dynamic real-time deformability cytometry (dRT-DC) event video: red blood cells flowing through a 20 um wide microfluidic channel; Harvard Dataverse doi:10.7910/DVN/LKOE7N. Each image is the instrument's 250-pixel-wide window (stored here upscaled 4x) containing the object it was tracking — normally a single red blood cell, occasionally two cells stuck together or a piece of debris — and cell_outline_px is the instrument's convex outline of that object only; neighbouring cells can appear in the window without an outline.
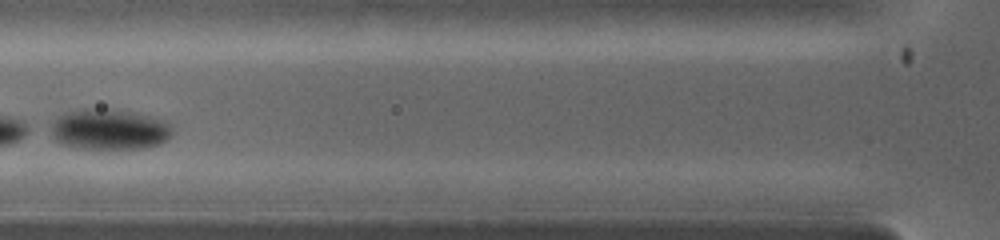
{"species": "common noctule bat (a hibernating species)", "species_latin": "Nyctalus noctula", "temperature_condition": "warm", "stored_images_in_passage": 3, "camera_frame_rate_fps": 5000, "um_per_image_px": 0.085, "animal": {"sex": "female", "body_mass_g": 19.0, "forearm_length_mm": 53.3}, "frame": {"image": 1, "passage_image": 3, "time_ms": 1.6, "image_size_px": [1000, 240], "cell_outline_px": [[172, 136], [168, 140], [160, 144], [144, 148], [80, 148], [64, 144], [56, 140], [52, 136], [52, 124], [60, 116], [72, 112], [132, 112], [164, 120], [172, 128]], "centroid_in_image_um": [9.39, 11.07], "position_along_channel_um": 116.4, "area_um2": 27.22}}